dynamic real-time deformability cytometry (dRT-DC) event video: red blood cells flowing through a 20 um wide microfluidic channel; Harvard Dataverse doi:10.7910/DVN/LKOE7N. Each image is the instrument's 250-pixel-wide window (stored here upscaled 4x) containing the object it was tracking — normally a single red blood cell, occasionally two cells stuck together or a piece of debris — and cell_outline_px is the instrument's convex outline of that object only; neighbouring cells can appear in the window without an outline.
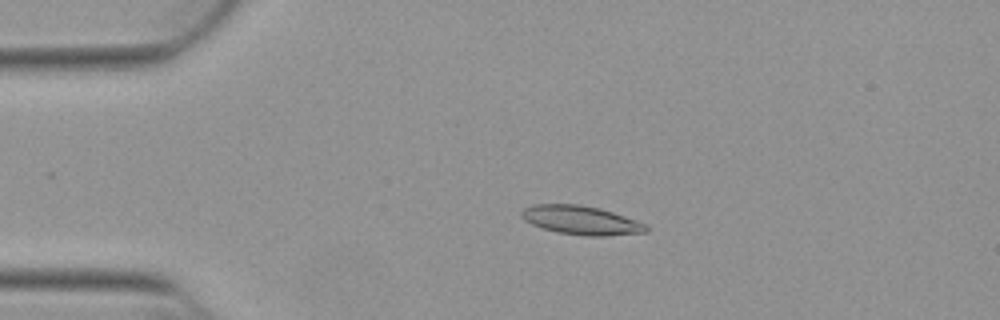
{"species": "Egyptian fruit bat (a non-hibernating species)", "species_latin": "Rousettus aegyptiacus", "temperature_condition": "warm", "stored_images_in_passage": 42, "camera_frame_rate_fps": 3000, "um_per_image_px": 0.085, "animal": {"sex": "female"}, "frame": {"image": 1, "passage_image": 12, "time_ms": 3.667, "image_size_px": [1000, 320], "cell_outline_px": [[648, 232], [604, 236], [584, 236], [556, 232], [532, 224], [524, 220], [520, 216], [520, 212], [524, 208], [532, 204], [580, 204], [600, 208], [648, 224]], "centroid_in_image_um": [49.39, 18.72], "position_along_channel_um": 35.6, "area_um2": 21.1}}
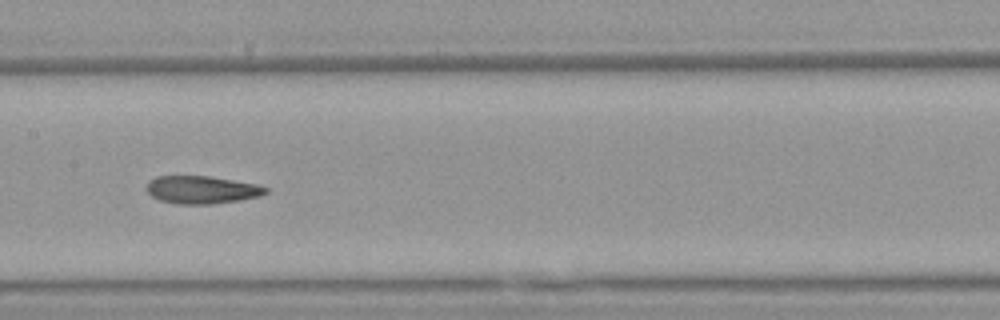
{"frame": {"image": 2, "passage_image": 27, "time_ms": 8.667, "image_size_px": [1000, 320], "cell_outline_px": [[268, 192], [260, 196], [240, 200], [212, 204], [176, 204], [160, 200], [152, 196], [144, 188], [148, 180], [156, 176], [208, 176], [256, 184], [268, 188]], "centroid_in_image_um": [17.11, 16.13], "position_along_channel_um": 190.3, "area_um2": 19.36}}
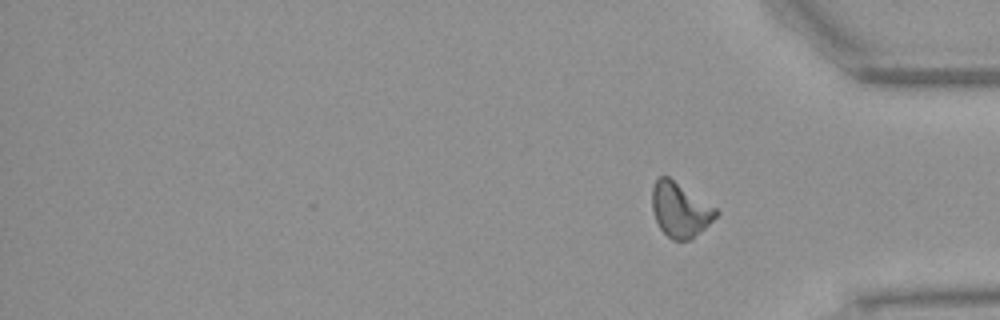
{"frame": {"image": 3, "passage_image": 42, "time_ms": 13.667, "image_size_px": [1000, 320], "cell_outline_px": [[720, 212], [692, 240], [672, 240], [660, 228], [656, 220], [652, 208], [652, 188], [656, 180], [660, 176], [668, 176], [716, 208]], "centroid_in_image_um": [57.8, 17.84], "position_along_channel_um": 377.4, "area_um2": 20.06}, "authors_computed_cell_mechanics": {"area_um2": 19.941, "velocity_mm_per_s": 3.8738, "shape_relaxation_time_tau1_ms": 8.371, "shape_relaxation_time_tau2_ms": 3.3051, "deformation_change_tau1": 0.2273, "deformation_change_tau2": 0.1238}}